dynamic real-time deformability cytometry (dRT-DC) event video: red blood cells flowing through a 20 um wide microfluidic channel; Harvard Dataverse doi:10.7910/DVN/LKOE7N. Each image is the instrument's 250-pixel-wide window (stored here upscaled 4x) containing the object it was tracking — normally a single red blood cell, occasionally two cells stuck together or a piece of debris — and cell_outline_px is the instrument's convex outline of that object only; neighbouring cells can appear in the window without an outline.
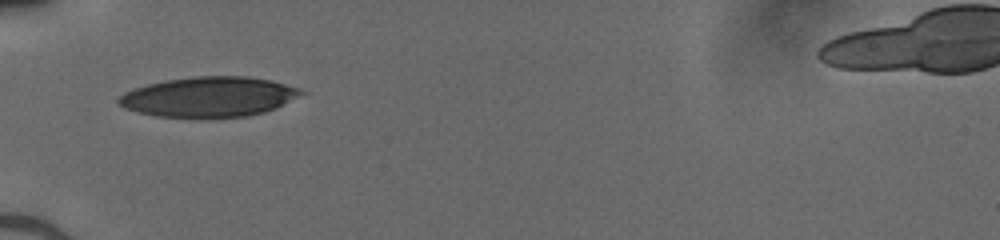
{"species": "human", "species_latin": "Homo sapiens", "temperature_condition": "cold", "stored_images_in_passage": 33, "camera_frame_rate_fps": 3000, "um_per_image_px": 0.085, "donor": {"sex": "male"}, "frame": {"image": 1, "passage_image": 1, "time_ms": 0.0, "image_size_px": [1000, 240], "cell_outline_px": [[308, 92], [276, 108], [264, 112], [248, 116], [200, 120], [156, 116], [124, 108], [116, 100], [124, 92], [148, 84], [168, 80], [196, 76], [248, 76], [272, 80], [300, 88]], "centroid_in_image_um": [17.8, 8.26], "position_along_channel_um": 67.2, "area_um2": 43.47}}
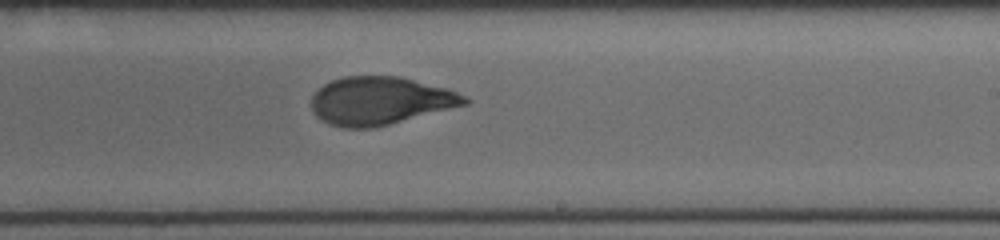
{"frame": {"image": 2, "passage_image": 15, "time_ms": 4.667, "image_size_px": [1000, 240], "cell_outline_px": [[472, 100], [468, 104], [376, 128], [340, 128], [328, 124], [320, 120], [312, 112], [312, 96], [324, 84], [332, 80], [344, 76], [400, 76], [448, 88]], "centroid_in_image_um": [32.32, 8.58], "position_along_channel_um": 256.7, "area_um2": 43.23}}
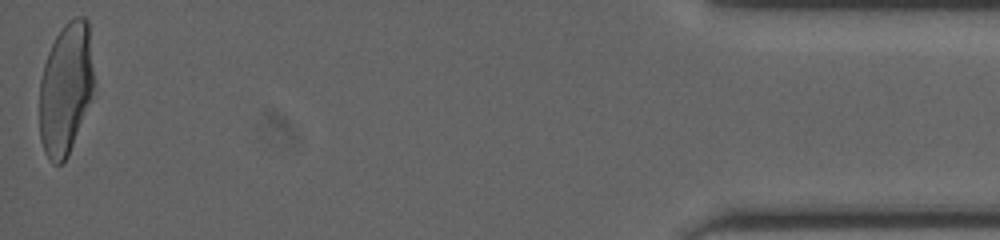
{"frame": {"image": 3, "passage_image": 33, "time_ms": 10.667, "image_size_px": [1000, 240], "cell_outline_px": [[92, 96], [68, 156], [60, 164], [52, 164], [48, 160], [44, 152], [40, 140], [40, 80], [44, 64], [48, 52], [60, 28], [68, 20], [76, 16], [84, 16], [88, 20], [92, 68]], "centroid_in_image_um": [5.56, 7.55], "position_along_channel_um": 429.6, "area_um2": 41.62}}